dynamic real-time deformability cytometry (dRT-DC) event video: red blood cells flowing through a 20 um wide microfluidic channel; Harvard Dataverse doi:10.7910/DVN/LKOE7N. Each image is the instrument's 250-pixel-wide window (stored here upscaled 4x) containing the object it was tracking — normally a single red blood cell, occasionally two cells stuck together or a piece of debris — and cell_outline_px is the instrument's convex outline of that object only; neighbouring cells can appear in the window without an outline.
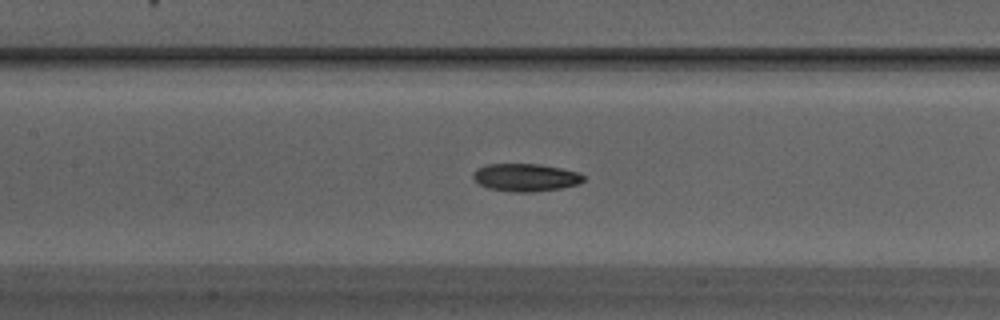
{"species": "Egyptian fruit bat (a non-hibernating species)", "species_latin": "Rousettus aegyptiacus", "temperature_condition": "warm", "stored_images_in_passage": 45, "segment_of_instrument_passage": [1, 2], "camera_frame_rate_fps": 3000, "um_per_image_px": 0.085, "animal": {"sex": "male"}, "frame": {"image": 1, "passage_image": 18, "time_ms": 5.667, "image_size_px": [1000, 320], "cell_outline_px": [[584, 180], [580, 184], [560, 188], [532, 192], [512, 192], [488, 188], [480, 184], [472, 176], [472, 172], [476, 168], [488, 164], [540, 164], [560, 168], [576, 172], [584, 176]], "centroid_in_image_um": [44.65, 15.08], "position_along_channel_um": 162.7, "area_um2": 17.8}}
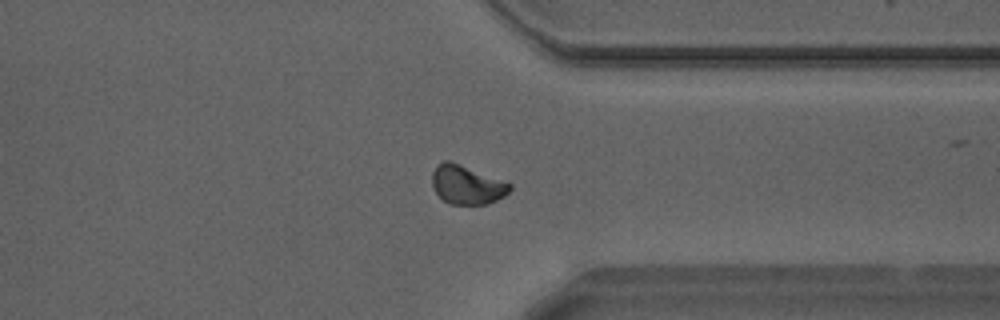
{"frame": {"image": 2, "passage_image": 33, "time_ms": 10.667, "image_size_px": [1000, 320], "cell_outline_px": [[512, 188], [504, 196], [488, 204], [448, 204], [436, 192], [432, 184], [432, 172], [444, 160], [448, 160], [460, 164], [512, 184]], "centroid_in_image_um": [39.69, 15.71], "position_along_channel_um": 371.7, "area_um2": 17.34}}
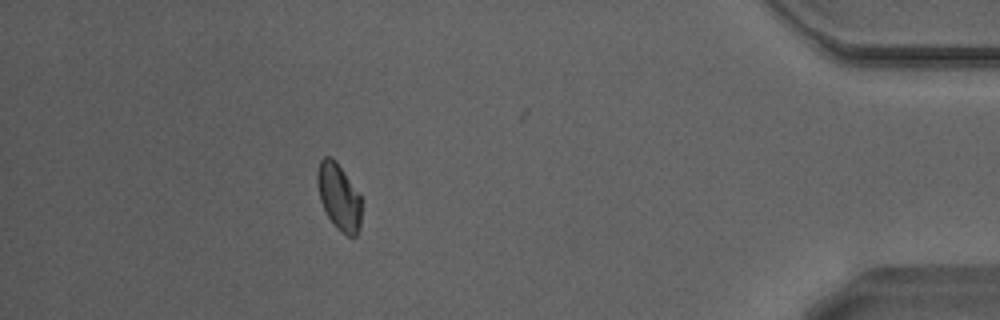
{"frame": {"image": 3, "passage_image": 39, "time_ms": 12.667, "image_size_px": [1000, 320], "cell_outline_px": [[364, 200], [360, 228], [356, 236], [348, 236], [336, 228], [332, 224], [320, 200], [316, 180], [316, 172], [320, 160], [324, 156], [332, 156], [336, 160]], "centroid_in_image_um": [28.83, 16.73], "position_along_channel_um": 406.4, "area_um2": 17.69}}